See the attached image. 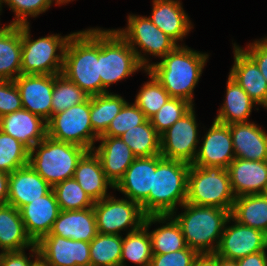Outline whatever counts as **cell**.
<instances>
[{"label":"cell","instance_id":"ab89813d","mask_svg":"<svg viewBox=\"0 0 267 266\" xmlns=\"http://www.w3.org/2000/svg\"><path fill=\"white\" fill-rule=\"evenodd\" d=\"M52 189L60 210H81L94 205V202L73 177L55 184Z\"/></svg>","mask_w":267,"mask_h":266},{"label":"cell","instance_id":"f546056e","mask_svg":"<svg viewBox=\"0 0 267 266\" xmlns=\"http://www.w3.org/2000/svg\"><path fill=\"white\" fill-rule=\"evenodd\" d=\"M22 25L0 27V80H15L21 74Z\"/></svg>","mask_w":267,"mask_h":266},{"label":"cell","instance_id":"681fc988","mask_svg":"<svg viewBox=\"0 0 267 266\" xmlns=\"http://www.w3.org/2000/svg\"><path fill=\"white\" fill-rule=\"evenodd\" d=\"M9 174L0 172V205L7 204Z\"/></svg>","mask_w":267,"mask_h":266},{"label":"cell","instance_id":"9a60e30c","mask_svg":"<svg viewBox=\"0 0 267 266\" xmlns=\"http://www.w3.org/2000/svg\"><path fill=\"white\" fill-rule=\"evenodd\" d=\"M193 165L205 167L215 166L227 169L235 159L232 136L228 124L213 120V124L201 138Z\"/></svg>","mask_w":267,"mask_h":266},{"label":"cell","instance_id":"52a82bcc","mask_svg":"<svg viewBox=\"0 0 267 266\" xmlns=\"http://www.w3.org/2000/svg\"><path fill=\"white\" fill-rule=\"evenodd\" d=\"M235 198L228 169L190 164L186 203L231 211Z\"/></svg>","mask_w":267,"mask_h":266},{"label":"cell","instance_id":"cb8c5ba5","mask_svg":"<svg viewBox=\"0 0 267 266\" xmlns=\"http://www.w3.org/2000/svg\"><path fill=\"white\" fill-rule=\"evenodd\" d=\"M0 130L31 150L47 136V122L26 109L0 117Z\"/></svg>","mask_w":267,"mask_h":266},{"label":"cell","instance_id":"ac0fdd59","mask_svg":"<svg viewBox=\"0 0 267 266\" xmlns=\"http://www.w3.org/2000/svg\"><path fill=\"white\" fill-rule=\"evenodd\" d=\"M233 44L234 63L229 76L232 77L263 108L267 109V81L256 63L237 45Z\"/></svg>","mask_w":267,"mask_h":266},{"label":"cell","instance_id":"4316f807","mask_svg":"<svg viewBox=\"0 0 267 266\" xmlns=\"http://www.w3.org/2000/svg\"><path fill=\"white\" fill-rule=\"evenodd\" d=\"M73 178L93 202L109 196L108 189L115 188L107 179L101 161L93 150L87 151L78 161Z\"/></svg>","mask_w":267,"mask_h":266},{"label":"cell","instance_id":"3957f363","mask_svg":"<svg viewBox=\"0 0 267 266\" xmlns=\"http://www.w3.org/2000/svg\"><path fill=\"white\" fill-rule=\"evenodd\" d=\"M189 168V163L158 155L152 189L149 196L140 204L146 216L171 215L177 211V204L181 206L186 202Z\"/></svg>","mask_w":267,"mask_h":266},{"label":"cell","instance_id":"7402d4cb","mask_svg":"<svg viewBox=\"0 0 267 266\" xmlns=\"http://www.w3.org/2000/svg\"><path fill=\"white\" fill-rule=\"evenodd\" d=\"M94 153L99 157L107 179L115 187L136 159L129 146L120 137L100 136Z\"/></svg>","mask_w":267,"mask_h":266},{"label":"cell","instance_id":"8992f818","mask_svg":"<svg viewBox=\"0 0 267 266\" xmlns=\"http://www.w3.org/2000/svg\"><path fill=\"white\" fill-rule=\"evenodd\" d=\"M99 75L103 94L118 81L132 76L145 68L139 63L134 50L115 29L98 27Z\"/></svg>","mask_w":267,"mask_h":266},{"label":"cell","instance_id":"83f0119b","mask_svg":"<svg viewBox=\"0 0 267 266\" xmlns=\"http://www.w3.org/2000/svg\"><path fill=\"white\" fill-rule=\"evenodd\" d=\"M157 222L160 227L149 231ZM143 225L148 229L152 254H166L188 247L179 224L171 215H148Z\"/></svg>","mask_w":267,"mask_h":266},{"label":"cell","instance_id":"5bb4252c","mask_svg":"<svg viewBox=\"0 0 267 266\" xmlns=\"http://www.w3.org/2000/svg\"><path fill=\"white\" fill-rule=\"evenodd\" d=\"M36 245L47 266H91L90 242L45 235Z\"/></svg>","mask_w":267,"mask_h":266},{"label":"cell","instance_id":"8d00e7d4","mask_svg":"<svg viewBox=\"0 0 267 266\" xmlns=\"http://www.w3.org/2000/svg\"><path fill=\"white\" fill-rule=\"evenodd\" d=\"M88 98V94L63 74H55L51 102V117L74 105L85 102Z\"/></svg>","mask_w":267,"mask_h":266},{"label":"cell","instance_id":"7bdbcfd3","mask_svg":"<svg viewBox=\"0 0 267 266\" xmlns=\"http://www.w3.org/2000/svg\"><path fill=\"white\" fill-rule=\"evenodd\" d=\"M147 120L135 103L127 102L113 118L107 131L102 136L120 137L123 133Z\"/></svg>","mask_w":267,"mask_h":266},{"label":"cell","instance_id":"44dd1931","mask_svg":"<svg viewBox=\"0 0 267 266\" xmlns=\"http://www.w3.org/2000/svg\"><path fill=\"white\" fill-rule=\"evenodd\" d=\"M50 186L29 164L9 174L7 204L20 210L46 195Z\"/></svg>","mask_w":267,"mask_h":266},{"label":"cell","instance_id":"c3c4849f","mask_svg":"<svg viewBox=\"0 0 267 266\" xmlns=\"http://www.w3.org/2000/svg\"><path fill=\"white\" fill-rule=\"evenodd\" d=\"M236 261L238 266H267V252H256Z\"/></svg>","mask_w":267,"mask_h":266},{"label":"cell","instance_id":"5b68a950","mask_svg":"<svg viewBox=\"0 0 267 266\" xmlns=\"http://www.w3.org/2000/svg\"><path fill=\"white\" fill-rule=\"evenodd\" d=\"M88 150L48 135L29 151V165L50 185L74 176L78 161Z\"/></svg>","mask_w":267,"mask_h":266},{"label":"cell","instance_id":"f6af8a7d","mask_svg":"<svg viewBox=\"0 0 267 266\" xmlns=\"http://www.w3.org/2000/svg\"><path fill=\"white\" fill-rule=\"evenodd\" d=\"M23 109L14 80H0V117Z\"/></svg>","mask_w":267,"mask_h":266},{"label":"cell","instance_id":"f1b7e54d","mask_svg":"<svg viewBox=\"0 0 267 266\" xmlns=\"http://www.w3.org/2000/svg\"><path fill=\"white\" fill-rule=\"evenodd\" d=\"M20 211L12 205H0V252H18L33 247Z\"/></svg>","mask_w":267,"mask_h":266},{"label":"cell","instance_id":"ba28073f","mask_svg":"<svg viewBox=\"0 0 267 266\" xmlns=\"http://www.w3.org/2000/svg\"><path fill=\"white\" fill-rule=\"evenodd\" d=\"M74 32L31 39L30 23L22 25L21 74L55 75L63 68L67 42Z\"/></svg>","mask_w":267,"mask_h":266},{"label":"cell","instance_id":"74e56055","mask_svg":"<svg viewBox=\"0 0 267 266\" xmlns=\"http://www.w3.org/2000/svg\"><path fill=\"white\" fill-rule=\"evenodd\" d=\"M150 80L144 82L136 94L134 103L144 113L147 119L156 114L159 109L171 98L161 83L148 70H144Z\"/></svg>","mask_w":267,"mask_h":266},{"label":"cell","instance_id":"484cf974","mask_svg":"<svg viewBox=\"0 0 267 266\" xmlns=\"http://www.w3.org/2000/svg\"><path fill=\"white\" fill-rule=\"evenodd\" d=\"M97 234L95 213L93 207H90L81 210H60L47 235L90 242Z\"/></svg>","mask_w":267,"mask_h":266},{"label":"cell","instance_id":"6da1fadb","mask_svg":"<svg viewBox=\"0 0 267 266\" xmlns=\"http://www.w3.org/2000/svg\"><path fill=\"white\" fill-rule=\"evenodd\" d=\"M209 54L184 44L177 45L159 62L147 69L171 97L182 98L194 106V89L198 84Z\"/></svg>","mask_w":267,"mask_h":266},{"label":"cell","instance_id":"1f68e13d","mask_svg":"<svg viewBox=\"0 0 267 266\" xmlns=\"http://www.w3.org/2000/svg\"><path fill=\"white\" fill-rule=\"evenodd\" d=\"M230 216L242 225L267 234V195L264 193L236 197Z\"/></svg>","mask_w":267,"mask_h":266},{"label":"cell","instance_id":"4dcf8cb0","mask_svg":"<svg viewBox=\"0 0 267 266\" xmlns=\"http://www.w3.org/2000/svg\"><path fill=\"white\" fill-rule=\"evenodd\" d=\"M225 95L224 102L220 109H218V114L214 120L228 125L250 122L249 116L251 115L252 108L257 105L229 75Z\"/></svg>","mask_w":267,"mask_h":266},{"label":"cell","instance_id":"836d02e7","mask_svg":"<svg viewBox=\"0 0 267 266\" xmlns=\"http://www.w3.org/2000/svg\"><path fill=\"white\" fill-rule=\"evenodd\" d=\"M120 138L129 146L136 158L160 155V134L151 125L149 119L129 129Z\"/></svg>","mask_w":267,"mask_h":266},{"label":"cell","instance_id":"f907efd6","mask_svg":"<svg viewBox=\"0 0 267 266\" xmlns=\"http://www.w3.org/2000/svg\"><path fill=\"white\" fill-rule=\"evenodd\" d=\"M192 266H216V254H201L194 260Z\"/></svg>","mask_w":267,"mask_h":266},{"label":"cell","instance_id":"60d3db41","mask_svg":"<svg viewBox=\"0 0 267 266\" xmlns=\"http://www.w3.org/2000/svg\"><path fill=\"white\" fill-rule=\"evenodd\" d=\"M3 3L15 14L14 19L9 23L13 25L29 24L28 17H38L48 11L53 3L61 5L59 0H0V13Z\"/></svg>","mask_w":267,"mask_h":266},{"label":"cell","instance_id":"7dc6e473","mask_svg":"<svg viewBox=\"0 0 267 266\" xmlns=\"http://www.w3.org/2000/svg\"><path fill=\"white\" fill-rule=\"evenodd\" d=\"M258 66L267 81V37L249 43L244 49L239 46Z\"/></svg>","mask_w":267,"mask_h":266},{"label":"cell","instance_id":"d590c367","mask_svg":"<svg viewBox=\"0 0 267 266\" xmlns=\"http://www.w3.org/2000/svg\"><path fill=\"white\" fill-rule=\"evenodd\" d=\"M122 235L98 233L90 241L91 266H120Z\"/></svg>","mask_w":267,"mask_h":266},{"label":"cell","instance_id":"db71d44e","mask_svg":"<svg viewBox=\"0 0 267 266\" xmlns=\"http://www.w3.org/2000/svg\"><path fill=\"white\" fill-rule=\"evenodd\" d=\"M73 0H59V2H60V4L61 5H66V4H68L69 2H72Z\"/></svg>","mask_w":267,"mask_h":266},{"label":"cell","instance_id":"e0dca14e","mask_svg":"<svg viewBox=\"0 0 267 266\" xmlns=\"http://www.w3.org/2000/svg\"><path fill=\"white\" fill-rule=\"evenodd\" d=\"M19 211L27 235L36 244L43 236L50 233L60 208L51 189L46 195L23 206Z\"/></svg>","mask_w":267,"mask_h":266},{"label":"cell","instance_id":"30bf717a","mask_svg":"<svg viewBox=\"0 0 267 266\" xmlns=\"http://www.w3.org/2000/svg\"><path fill=\"white\" fill-rule=\"evenodd\" d=\"M47 135L55 140L69 142L93 150L99 136L90 121V96L63 112L52 115L47 122Z\"/></svg>","mask_w":267,"mask_h":266},{"label":"cell","instance_id":"2e32d148","mask_svg":"<svg viewBox=\"0 0 267 266\" xmlns=\"http://www.w3.org/2000/svg\"><path fill=\"white\" fill-rule=\"evenodd\" d=\"M23 109L48 122L51 118L54 75H23L15 80Z\"/></svg>","mask_w":267,"mask_h":266},{"label":"cell","instance_id":"e575fe53","mask_svg":"<svg viewBox=\"0 0 267 266\" xmlns=\"http://www.w3.org/2000/svg\"><path fill=\"white\" fill-rule=\"evenodd\" d=\"M151 258V240L144 225L124 237L122 235L120 266H127V259L137 266H149Z\"/></svg>","mask_w":267,"mask_h":266},{"label":"cell","instance_id":"bcb514c9","mask_svg":"<svg viewBox=\"0 0 267 266\" xmlns=\"http://www.w3.org/2000/svg\"><path fill=\"white\" fill-rule=\"evenodd\" d=\"M30 255L27 257L25 250L18 252L0 253V266H34L39 260V251L35 244L30 248Z\"/></svg>","mask_w":267,"mask_h":266},{"label":"cell","instance_id":"f35d334b","mask_svg":"<svg viewBox=\"0 0 267 266\" xmlns=\"http://www.w3.org/2000/svg\"><path fill=\"white\" fill-rule=\"evenodd\" d=\"M29 149L0 130V172L7 174L29 163Z\"/></svg>","mask_w":267,"mask_h":266},{"label":"cell","instance_id":"b9f144b4","mask_svg":"<svg viewBox=\"0 0 267 266\" xmlns=\"http://www.w3.org/2000/svg\"><path fill=\"white\" fill-rule=\"evenodd\" d=\"M192 107L193 105L185 99L171 97L149 120L161 135Z\"/></svg>","mask_w":267,"mask_h":266},{"label":"cell","instance_id":"8fae6325","mask_svg":"<svg viewBox=\"0 0 267 266\" xmlns=\"http://www.w3.org/2000/svg\"><path fill=\"white\" fill-rule=\"evenodd\" d=\"M93 210L96 218L98 233L122 235L139 229L145 220L141 205L128 198L116 199L109 195L94 202Z\"/></svg>","mask_w":267,"mask_h":266},{"label":"cell","instance_id":"d4e9b609","mask_svg":"<svg viewBox=\"0 0 267 266\" xmlns=\"http://www.w3.org/2000/svg\"><path fill=\"white\" fill-rule=\"evenodd\" d=\"M235 158L267 161V133L254 122L229 124Z\"/></svg>","mask_w":267,"mask_h":266},{"label":"cell","instance_id":"ee69618b","mask_svg":"<svg viewBox=\"0 0 267 266\" xmlns=\"http://www.w3.org/2000/svg\"><path fill=\"white\" fill-rule=\"evenodd\" d=\"M199 254L187 247L166 254H152L149 266H192Z\"/></svg>","mask_w":267,"mask_h":266},{"label":"cell","instance_id":"277c9868","mask_svg":"<svg viewBox=\"0 0 267 266\" xmlns=\"http://www.w3.org/2000/svg\"><path fill=\"white\" fill-rule=\"evenodd\" d=\"M180 207L184 212L177 215L175 211L171 216L179 224L187 246L199 255L214 254L231 211L186 202Z\"/></svg>","mask_w":267,"mask_h":266},{"label":"cell","instance_id":"816d5d0a","mask_svg":"<svg viewBox=\"0 0 267 266\" xmlns=\"http://www.w3.org/2000/svg\"><path fill=\"white\" fill-rule=\"evenodd\" d=\"M216 266H238L236 260L226 259L216 255Z\"/></svg>","mask_w":267,"mask_h":266},{"label":"cell","instance_id":"7c38bea8","mask_svg":"<svg viewBox=\"0 0 267 266\" xmlns=\"http://www.w3.org/2000/svg\"><path fill=\"white\" fill-rule=\"evenodd\" d=\"M194 106L160 135V155L166 159L180 160L189 164L194 162L198 137V124Z\"/></svg>","mask_w":267,"mask_h":266},{"label":"cell","instance_id":"d6986e66","mask_svg":"<svg viewBox=\"0 0 267 266\" xmlns=\"http://www.w3.org/2000/svg\"><path fill=\"white\" fill-rule=\"evenodd\" d=\"M235 197L267 191V161L235 158L227 168Z\"/></svg>","mask_w":267,"mask_h":266},{"label":"cell","instance_id":"ffe728a7","mask_svg":"<svg viewBox=\"0 0 267 266\" xmlns=\"http://www.w3.org/2000/svg\"><path fill=\"white\" fill-rule=\"evenodd\" d=\"M152 3L149 19L179 45L178 42H182L193 28L182 2L180 0H152Z\"/></svg>","mask_w":267,"mask_h":266},{"label":"cell","instance_id":"d6a6232c","mask_svg":"<svg viewBox=\"0 0 267 266\" xmlns=\"http://www.w3.org/2000/svg\"><path fill=\"white\" fill-rule=\"evenodd\" d=\"M127 101L118 94L104 93L90 96V121L93 131L100 137Z\"/></svg>","mask_w":267,"mask_h":266},{"label":"cell","instance_id":"4fadbf2b","mask_svg":"<svg viewBox=\"0 0 267 266\" xmlns=\"http://www.w3.org/2000/svg\"><path fill=\"white\" fill-rule=\"evenodd\" d=\"M232 223L231 225H228ZM267 250V234L249 226L242 225L231 216L228 218L216 255L232 260Z\"/></svg>","mask_w":267,"mask_h":266},{"label":"cell","instance_id":"f5cc1de1","mask_svg":"<svg viewBox=\"0 0 267 266\" xmlns=\"http://www.w3.org/2000/svg\"><path fill=\"white\" fill-rule=\"evenodd\" d=\"M34 266H47L45 263H43L40 259L35 263Z\"/></svg>","mask_w":267,"mask_h":266},{"label":"cell","instance_id":"603a6c76","mask_svg":"<svg viewBox=\"0 0 267 266\" xmlns=\"http://www.w3.org/2000/svg\"><path fill=\"white\" fill-rule=\"evenodd\" d=\"M157 165L158 155L136 158L114 189L124 194L125 198L141 204L152 189L153 172Z\"/></svg>","mask_w":267,"mask_h":266},{"label":"cell","instance_id":"9c48e42d","mask_svg":"<svg viewBox=\"0 0 267 266\" xmlns=\"http://www.w3.org/2000/svg\"><path fill=\"white\" fill-rule=\"evenodd\" d=\"M127 19V27L115 30L134 50L145 70L151 66L147 55L163 58L177 46L168 35L152 23L149 17L128 14Z\"/></svg>","mask_w":267,"mask_h":266},{"label":"cell","instance_id":"7a4b0ae2","mask_svg":"<svg viewBox=\"0 0 267 266\" xmlns=\"http://www.w3.org/2000/svg\"><path fill=\"white\" fill-rule=\"evenodd\" d=\"M61 74L89 96L103 94L99 75L97 27L71 35L65 48Z\"/></svg>","mask_w":267,"mask_h":266}]
</instances>
